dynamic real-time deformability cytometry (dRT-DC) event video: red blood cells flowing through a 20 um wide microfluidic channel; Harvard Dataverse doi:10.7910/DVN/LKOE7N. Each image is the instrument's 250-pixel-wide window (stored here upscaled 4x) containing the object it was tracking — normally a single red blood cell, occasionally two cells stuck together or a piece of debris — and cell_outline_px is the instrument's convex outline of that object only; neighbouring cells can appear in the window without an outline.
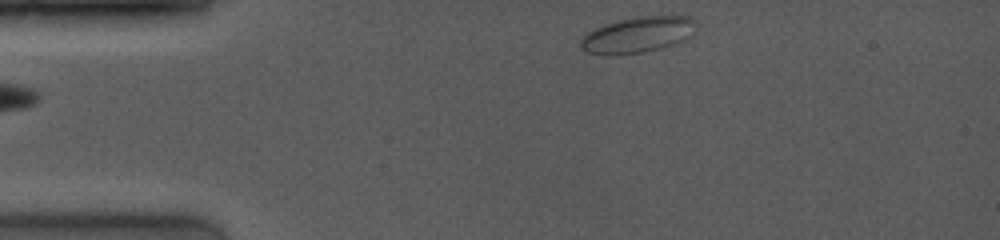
{"species": "common noctule bat (a hibernating species)", "species_latin": "Nyctalus noctula", "temperature_condition": "room temperature", "stored_images_in_passage": 53, "camera_frame_rate_fps": 4000, "um_per_image_px": 0.085, "animal": {"sex": "female", "body_mass_g": 19.0, "forearm_length_mm": 53.3}, "frame": {"image": 1, "passage_image": 1, "time_ms": 0.0, "image_size_px": [1000, 240], "cell_outline_px": [[696, 32], [672, 44], [660, 48], [644, 52], [612, 56], [588, 52], [580, 48], [580, 40], [588, 32], [604, 24], [616, 20], [632, 16], [688, 16], [696, 20]], "centroid_in_image_um": [54.19, 2.94], "position_along_channel_um": 30.8, "area_um2": 24.28}}
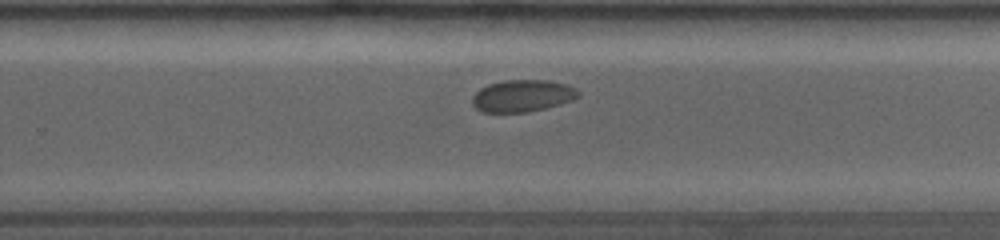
{"frame": {"image": 2, "passage_image": 34, "time_ms": 8.0, "image_size_px": [1000, 240], "cell_outline_px": [[580, 96], [572, 100], [560, 104], [528, 112], [484, 112], [476, 108], [472, 104], [472, 96], [480, 88], [488, 84], [504, 80], [548, 80], [568, 84], [576, 88], [580, 92]], "centroid_in_image_um": [44.42, 8.13], "position_along_channel_um": 285.4, "area_um2": 19.88}}
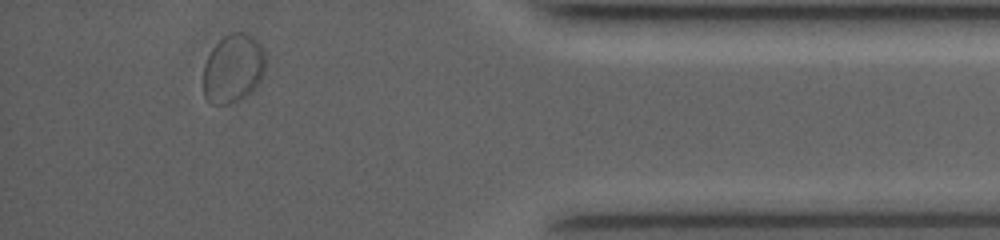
{"frame": {"image": 3, "passage_image": 49, "time_ms": 12.0, "image_size_px": [1000, 240], "cell_outline_px": [[264, 72], [260, 80], [244, 96], [228, 104], [212, 104], [204, 96], [204, 64], [212, 48], [224, 36], [232, 32], [244, 32], [260, 40], [264, 48]], "centroid_in_image_um": [19.82, 5.77], "position_along_channel_um": 415.4, "area_um2": 24.68}}